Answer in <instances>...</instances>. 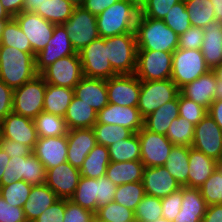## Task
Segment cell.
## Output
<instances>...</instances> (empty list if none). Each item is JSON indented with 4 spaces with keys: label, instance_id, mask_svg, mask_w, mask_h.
<instances>
[{
    "label": "cell",
    "instance_id": "obj_1",
    "mask_svg": "<svg viewBox=\"0 0 222 222\" xmlns=\"http://www.w3.org/2000/svg\"><path fill=\"white\" fill-rule=\"evenodd\" d=\"M135 35L137 51L173 53L178 49L179 36L160 19H151L139 14Z\"/></svg>",
    "mask_w": 222,
    "mask_h": 222
},
{
    "label": "cell",
    "instance_id": "obj_2",
    "mask_svg": "<svg viewBox=\"0 0 222 222\" xmlns=\"http://www.w3.org/2000/svg\"><path fill=\"white\" fill-rule=\"evenodd\" d=\"M35 55L16 48L0 46V80L12 89L35 78Z\"/></svg>",
    "mask_w": 222,
    "mask_h": 222
},
{
    "label": "cell",
    "instance_id": "obj_3",
    "mask_svg": "<svg viewBox=\"0 0 222 222\" xmlns=\"http://www.w3.org/2000/svg\"><path fill=\"white\" fill-rule=\"evenodd\" d=\"M140 10L127 0H119L96 16L99 36L113 37L135 33Z\"/></svg>",
    "mask_w": 222,
    "mask_h": 222
},
{
    "label": "cell",
    "instance_id": "obj_4",
    "mask_svg": "<svg viewBox=\"0 0 222 222\" xmlns=\"http://www.w3.org/2000/svg\"><path fill=\"white\" fill-rule=\"evenodd\" d=\"M107 58L118 74H135L137 42L135 33H126L105 38Z\"/></svg>",
    "mask_w": 222,
    "mask_h": 222
},
{
    "label": "cell",
    "instance_id": "obj_5",
    "mask_svg": "<svg viewBox=\"0 0 222 222\" xmlns=\"http://www.w3.org/2000/svg\"><path fill=\"white\" fill-rule=\"evenodd\" d=\"M172 61L170 79L179 89L210 70L201 50L178 48L173 52Z\"/></svg>",
    "mask_w": 222,
    "mask_h": 222
},
{
    "label": "cell",
    "instance_id": "obj_6",
    "mask_svg": "<svg viewBox=\"0 0 222 222\" xmlns=\"http://www.w3.org/2000/svg\"><path fill=\"white\" fill-rule=\"evenodd\" d=\"M46 82L38 74L21 87L13 89L12 112L34 119L43 111Z\"/></svg>",
    "mask_w": 222,
    "mask_h": 222
},
{
    "label": "cell",
    "instance_id": "obj_7",
    "mask_svg": "<svg viewBox=\"0 0 222 222\" xmlns=\"http://www.w3.org/2000/svg\"><path fill=\"white\" fill-rule=\"evenodd\" d=\"M178 94L179 88L171 79L141 81L137 108L141 116L145 118L163 104L174 100Z\"/></svg>",
    "mask_w": 222,
    "mask_h": 222
},
{
    "label": "cell",
    "instance_id": "obj_8",
    "mask_svg": "<svg viewBox=\"0 0 222 222\" xmlns=\"http://www.w3.org/2000/svg\"><path fill=\"white\" fill-rule=\"evenodd\" d=\"M76 52H80L99 38L96 15L84 7L74 8L71 17L63 23Z\"/></svg>",
    "mask_w": 222,
    "mask_h": 222
},
{
    "label": "cell",
    "instance_id": "obj_9",
    "mask_svg": "<svg viewBox=\"0 0 222 222\" xmlns=\"http://www.w3.org/2000/svg\"><path fill=\"white\" fill-rule=\"evenodd\" d=\"M172 55L173 53L163 51H137L135 76L140 81L170 79Z\"/></svg>",
    "mask_w": 222,
    "mask_h": 222
},
{
    "label": "cell",
    "instance_id": "obj_10",
    "mask_svg": "<svg viewBox=\"0 0 222 222\" xmlns=\"http://www.w3.org/2000/svg\"><path fill=\"white\" fill-rule=\"evenodd\" d=\"M78 53L83 76L107 80L118 75L107 58L105 38L99 37L95 39Z\"/></svg>",
    "mask_w": 222,
    "mask_h": 222
},
{
    "label": "cell",
    "instance_id": "obj_11",
    "mask_svg": "<svg viewBox=\"0 0 222 222\" xmlns=\"http://www.w3.org/2000/svg\"><path fill=\"white\" fill-rule=\"evenodd\" d=\"M40 75L46 84L74 89L83 77L79 53L58 59L45 68Z\"/></svg>",
    "mask_w": 222,
    "mask_h": 222
},
{
    "label": "cell",
    "instance_id": "obj_12",
    "mask_svg": "<svg viewBox=\"0 0 222 222\" xmlns=\"http://www.w3.org/2000/svg\"><path fill=\"white\" fill-rule=\"evenodd\" d=\"M15 20L27 36L34 55L42 51L53 35L55 24L45 20L35 12L23 10Z\"/></svg>",
    "mask_w": 222,
    "mask_h": 222
},
{
    "label": "cell",
    "instance_id": "obj_13",
    "mask_svg": "<svg viewBox=\"0 0 222 222\" xmlns=\"http://www.w3.org/2000/svg\"><path fill=\"white\" fill-rule=\"evenodd\" d=\"M140 141L141 162L145 167L164 166L174 146L162 134L151 132L142 127L138 132Z\"/></svg>",
    "mask_w": 222,
    "mask_h": 222
},
{
    "label": "cell",
    "instance_id": "obj_14",
    "mask_svg": "<svg viewBox=\"0 0 222 222\" xmlns=\"http://www.w3.org/2000/svg\"><path fill=\"white\" fill-rule=\"evenodd\" d=\"M219 162L222 158V130L208 113L196 126L192 146Z\"/></svg>",
    "mask_w": 222,
    "mask_h": 222
},
{
    "label": "cell",
    "instance_id": "obj_15",
    "mask_svg": "<svg viewBox=\"0 0 222 222\" xmlns=\"http://www.w3.org/2000/svg\"><path fill=\"white\" fill-rule=\"evenodd\" d=\"M108 102L120 106L137 107L141 81L135 74L116 75L106 80Z\"/></svg>",
    "mask_w": 222,
    "mask_h": 222
},
{
    "label": "cell",
    "instance_id": "obj_16",
    "mask_svg": "<svg viewBox=\"0 0 222 222\" xmlns=\"http://www.w3.org/2000/svg\"><path fill=\"white\" fill-rule=\"evenodd\" d=\"M77 53L63 24L55 25L47 46L35 55L36 70L40 74L49 65L63 57Z\"/></svg>",
    "mask_w": 222,
    "mask_h": 222
},
{
    "label": "cell",
    "instance_id": "obj_17",
    "mask_svg": "<svg viewBox=\"0 0 222 222\" xmlns=\"http://www.w3.org/2000/svg\"><path fill=\"white\" fill-rule=\"evenodd\" d=\"M0 138H7L34 149L38 140L34 119L10 112L0 122Z\"/></svg>",
    "mask_w": 222,
    "mask_h": 222
},
{
    "label": "cell",
    "instance_id": "obj_18",
    "mask_svg": "<svg viewBox=\"0 0 222 222\" xmlns=\"http://www.w3.org/2000/svg\"><path fill=\"white\" fill-rule=\"evenodd\" d=\"M81 173L78 168L64 162L46 170L45 184L50 187L60 199H70L79 183Z\"/></svg>",
    "mask_w": 222,
    "mask_h": 222
},
{
    "label": "cell",
    "instance_id": "obj_19",
    "mask_svg": "<svg viewBox=\"0 0 222 222\" xmlns=\"http://www.w3.org/2000/svg\"><path fill=\"white\" fill-rule=\"evenodd\" d=\"M144 118L137 107L109 103L97 113V123L121 125L133 133L143 127Z\"/></svg>",
    "mask_w": 222,
    "mask_h": 222
},
{
    "label": "cell",
    "instance_id": "obj_20",
    "mask_svg": "<svg viewBox=\"0 0 222 222\" xmlns=\"http://www.w3.org/2000/svg\"><path fill=\"white\" fill-rule=\"evenodd\" d=\"M67 135L38 137L33 154L42 162L45 170L67 162Z\"/></svg>",
    "mask_w": 222,
    "mask_h": 222
},
{
    "label": "cell",
    "instance_id": "obj_21",
    "mask_svg": "<svg viewBox=\"0 0 222 222\" xmlns=\"http://www.w3.org/2000/svg\"><path fill=\"white\" fill-rule=\"evenodd\" d=\"M145 193L157 198H165L181 188L177 180L165 166L145 167L142 177Z\"/></svg>",
    "mask_w": 222,
    "mask_h": 222
},
{
    "label": "cell",
    "instance_id": "obj_22",
    "mask_svg": "<svg viewBox=\"0 0 222 222\" xmlns=\"http://www.w3.org/2000/svg\"><path fill=\"white\" fill-rule=\"evenodd\" d=\"M67 142V162L78 169H80L86 156L97 144L93 128L68 130Z\"/></svg>",
    "mask_w": 222,
    "mask_h": 222
},
{
    "label": "cell",
    "instance_id": "obj_23",
    "mask_svg": "<svg viewBox=\"0 0 222 222\" xmlns=\"http://www.w3.org/2000/svg\"><path fill=\"white\" fill-rule=\"evenodd\" d=\"M74 96L93 107L97 113L109 104L105 79L83 76L74 87Z\"/></svg>",
    "mask_w": 222,
    "mask_h": 222
},
{
    "label": "cell",
    "instance_id": "obj_24",
    "mask_svg": "<svg viewBox=\"0 0 222 222\" xmlns=\"http://www.w3.org/2000/svg\"><path fill=\"white\" fill-rule=\"evenodd\" d=\"M217 85V76L213 70L201 75L193 82L187 83L179 89V92L203 107L209 109L214 101Z\"/></svg>",
    "mask_w": 222,
    "mask_h": 222
},
{
    "label": "cell",
    "instance_id": "obj_25",
    "mask_svg": "<svg viewBox=\"0 0 222 222\" xmlns=\"http://www.w3.org/2000/svg\"><path fill=\"white\" fill-rule=\"evenodd\" d=\"M218 167V162L199 150L189 147L188 187L200 188Z\"/></svg>",
    "mask_w": 222,
    "mask_h": 222
},
{
    "label": "cell",
    "instance_id": "obj_26",
    "mask_svg": "<svg viewBox=\"0 0 222 222\" xmlns=\"http://www.w3.org/2000/svg\"><path fill=\"white\" fill-rule=\"evenodd\" d=\"M206 65L213 70L222 63V22L214 21L204 28L201 47Z\"/></svg>",
    "mask_w": 222,
    "mask_h": 222
},
{
    "label": "cell",
    "instance_id": "obj_27",
    "mask_svg": "<svg viewBox=\"0 0 222 222\" xmlns=\"http://www.w3.org/2000/svg\"><path fill=\"white\" fill-rule=\"evenodd\" d=\"M58 199L54 191L46 184L32 186L30 195L22 207L26 221L33 222Z\"/></svg>",
    "mask_w": 222,
    "mask_h": 222
},
{
    "label": "cell",
    "instance_id": "obj_28",
    "mask_svg": "<svg viewBox=\"0 0 222 222\" xmlns=\"http://www.w3.org/2000/svg\"><path fill=\"white\" fill-rule=\"evenodd\" d=\"M179 116V94L178 96L151 114L143 120V127L151 132L166 135L169 126L175 118Z\"/></svg>",
    "mask_w": 222,
    "mask_h": 222
},
{
    "label": "cell",
    "instance_id": "obj_29",
    "mask_svg": "<svg viewBox=\"0 0 222 222\" xmlns=\"http://www.w3.org/2000/svg\"><path fill=\"white\" fill-rule=\"evenodd\" d=\"M64 119L68 130L93 128V125L97 122V112L93 107L74 96L67 108Z\"/></svg>",
    "mask_w": 222,
    "mask_h": 222
},
{
    "label": "cell",
    "instance_id": "obj_30",
    "mask_svg": "<svg viewBox=\"0 0 222 222\" xmlns=\"http://www.w3.org/2000/svg\"><path fill=\"white\" fill-rule=\"evenodd\" d=\"M145 166L141 160L127 162H112L107 167L106 176L116 186L142 181Z\"/></svg>",
    "mask_w": 222,
    "mask_h": 222
},
{
    "label": "cell",
    "instance_id": "obj_31",
    "mask_svg": "<svg viewBox=\"0 0 222 222\" xmlns=\"http://www.w3.org/2000/svg\"><path fill=\"white\" fill-rule=\"evenodd\" d=\"M74 97V89L47 84L43 111L64 117Z\"/></svg>",
    "mask_w": 222,
    "mask_h": 222
},
{
    "label": "cell",
    "instance_id": "obj_32",
    "mask_svg": "<svg viewBox=\"0 0 222 222\" xmlns=\"http://www.w3.org/2000/svg\"><path fill=\"white\" fill-rule=\"evenodd\" d=\"M181 187H188L189 147L174 145L164 164Z\"/></svg>",
    "mask_w": 222,
    "mask_h": 222
},
{
    "label": "cell",
    "instance_id": "obj_33",
    "mask_svg": "<svg viewBox=\"0 0 222 222\" xmlns=\"http://www.w3.org/2000/svg\"><path fill=\"white\" fill-rule=\"evenodd\" d=\"M109 164L108 147L96 144L86 156L79 171L82 177L98 179L106 175Z\"/></svg>",
    "mask_w": 222,
    "mask_h": 222
},
{
    "label": "cell",
    "instance_id": "obj_34",
    "mask_svg": "<svg viewBox=\"0 0 222 222\" xmlns=\"http://www.w3.org/2000/svg\"><path fill=\"white\" fill-rule=\"evenodd\" d=\"M109 158L112 162L141 160L140 141L137 133L129 138L118 140L108 146Z\"/></svg>",
    "mask_w": 222,
    "mask_h": 222
},
{
    "label": "cell",
    "instance_id": "obj_35",
    "mask_svg": "<svg viewBox=\"0 0 222 222\" xmlns=\"http://www.w3.org/2000/svg\"><path fill=\"white\" fill-rule=\"evenodd\" d=\"M74 6L67 0H48L35 13L55 25L66 22L72 15Z\"/></svg>",
    "mask_w": 222,
    "mask_h": 222
},
{
    "label": "cell",
    "instance_id": "obj_36",
    "mask_svg": "<svg viewBox=\"0 0 222 222\" xmlns=\"http://www.w3.org/2000/svg\"><path fill=\"white\" fill-rule=\"evenodd\" d=\"M38 137H56L67 135L65 119L56 114L40 112L34 118Z\"/></svg>",
    "mask_w": 222,
    "mask_h": 222
},
{
    "label": "cell",
    "instance_id": "obj_37",
    "mask_svg": "<svg viewBox=\"0 0 222 222\" xmlns=\"http://www.w3.org/2000/svg\"><path fill=\"white\" fill-rule=\"evenodd\" d=\"M97 179L80 177L77 188L70 198L77 205L95 213L97 206Z\"/></svg>",
    "mask_w": 222,
    "mask_h": 222
},
{
    "label": "cell",
    "instance_id": "obj_38",
    "mask_svg": "<svg viewBox=\"0 0 222 222\" xmlns=\"http://www.w3.org/2000/svg\"><path fill=\"white\" fill-rule=\"evenodd\" d=\"M191 25L205 28L215 21L213 5L210 0H184Z\"/></svg>",
    "mask_w": 222,
    "mask_h": 222
},
{
    "label": "cell",
    "instance_id": "obj_39",
    "mask_svg": "<svg viewBox=\"0 0 222 222\" xmlns=\"http://www.w3.org/2000/svg\"><path fill=\"white\" fill-rule=\"evenodd\" d=\"M0 46L13 47L22 52L33 53L27 36L22 32L14 17L8 20L4 27Z\"/></svg>",
    "mask_w": 222,
    "mask_h": 222
},
{
    "label": "cell",
    "instance_id": "obj_40",
    "mask_svg": "<svg viewBox=\"0 0 222 222\" xmlns=\"http://www.w3.org/2000/svg\"><path fill=\"white\" fill-rule=\"evenodd\" d=\"M195 125L187 119L178 116L172 120L166 137L173 145L191 147L194 140Z\"/></svg>",
    "mask_w": 222,
    "mask_h": 222
},
{
    "label": "cell",
    "instance_id": "obj_41",
    "mask_svg": "<svg viewBox=\"0 0 222 222\" xmlns=\"http://www.w3.org/2000/svg\"><path fill=\"white\" fill-rule=\"evenodd\" d=\"M145 195L142 181L131 182L117 186L113 201L135 211Z\"/></svg>",
    "mask_w": 222,
    "mask_h": 222
},
{
    "label": "cell",
    "instance_id": "obj_42",
    "mask_svg": "<svg viewBox=\"0 0 222 222\" xmlns=\"http://www.w3.org/2000/svg\"><path fill=\"white\" fill-rule=\"evenodd\" d=\"M97 144L110 146L118 140L129 138L133 132L121 125L95 123L93 125Z\"/></svg>",
    "mask_w": 222,
    "mask_h": 222
},
{
    "label": "cell",
    "instance_id": "obj_43",
    "mask_svg": "<svg viewBox=\"0 0 222 222\" xmlns=\"http://www.w3.org/2000/svg\"><path fill=\"white\" fill-rule=\"evenodd\" d=\"M129 220H136L134 211L114 201L100 206L95 212V222H127Z\"/></svg>",
    "mask_w": 222,
    "mask_h": 222
},
{
    "label": "cell",
    "instance_id": "obj_44",
    "mask_svg": "<svg viewBox=\"0 0 222 222\" xmlns=\"http://www.w3.org/2000/svg\"><path fill=\"white\" fill-rule=\"evenodd\" d=\"M31 189L32 186L24 180H17L11 184L0 186V195L10 205L22 208Z\"/></svg>",
    "mask_w": 222,
    "mask_h": 222
},
{
    "label": "cell",
    "instance_id": "obj_45",
    "mask_svg": "<svg viewBox=\"0 0 222 222\" xmlns=\"http://www.w3.org/2000/svg\"><path fill=\"white\" fill-rule=\"evenodd\" d=\"M165 24L171 28L178 36L185 33L192 25L190 16L187 13L184 0L171 7L169 13L163 19Z\"/></svg>",
    "mask_w": 222,
    "mask_h": 222
},
{
    "label": "cell",
    "instance_id": "obj_46",
    "mask_svg": "<svg viewBox=\"0 0 222 222\" xmlns=\"http://www.w3.org/2000/svg\"><path fill=\"white\" fill-rule=\"evenodd\" d=\"M199 189L208 206L222 204V168L219 165Z\"/></svg>",
    "mask_w": 222,
    "mask_h": 222
},
{
    "label": "cell",
    "instance_id": "obj_47",
    "mask_svg": "<svg viewBox=\"0 0 222 222\" xmlns=\"http://www.w3.org/2000/svg\"><path fill=\"white\" fill-rule=\"evenodd\" d=\"M137 222H153L162 218L161 199L145 195L134 211Z\"/></svg>",
    "mask_w": 222,
    "mask_h": 222
},
{
    "label": "cell",
    "instance_id": "obj_48",
    "mask_svg": "<svg viewBox=\"0 0 222 222\" xmlns=\"http://www.w3.org/2000/svg\"><path fill=\"white\" fill-rule=\"evenodd\" d=\"M181 203V213L205 214L208 207L199 188L182 187Z\"/></svg>",
    "mask_w": 222,
    "mask_h": 222
},
{
    "label": "cell",
    "instance_id": "obj_49",
    "mask_svg": "<svg viewBox=\"0 0 222 222\" xmlns=\"http://www.w3.org/2000/svg\"><path fill=\"white\" fill-rule=\"evenodd\" d=\"M27 169V156L11 157L3 172L0 186L8 185L17 180H24Z\"/></svg>",
    "mask_w": 222,
    "mask_h": 222
},
{
    "label": "cell",
    "instance_id": "obj_50",
    "mask_svg": "<svg viewBox=\"0 0 222 222\" xmlns=\"http://www.w3.org/2000/svg\"><path fill=\"white\" fill-rule=\"evenodd\" d=\"M208 114V109L179 92V116L195 126Z\"/></svg>",
    "mask_w": 222,
    "mask_h": 222
},
{
    "label": "cell",
    "instance_id": "obj_51",
    "mask_svg": "<svg viewBox=\"0 0 222 222\" xmlns=\"http://www.w3.org/2000/svg\"><path fill=\"white\" fill-rule=\"evenodd\" d=\"M181 0H148L140 10V15L151 19L163 20L171 7Z\"/></svg>",
    "mask_w": 222,
    "mask_h": 222
},
{
    "label": "cell",
    "instance_id": "obj_52",
    "mask_svg": "<svg viewBox=\"0 0 222 222\" xmlns=\"http://www.w3.org/2000/svg\"><path fill=\"white\" fill-rule=\"evenodd\" d=\"M46 170L42 162L32 153L27 156V169L25 182L31 186H40L45 184Z\"/></svg>",
    "mask_w": 222,
    "mask_h": 222
},
{
    "label": "cell",
    "instance_id": "obj_53",
    "mask_svg": "<svg viewBox=\"0 0 222 222\" xmlns=\"http://www.w3.org/2000/svg\"><path fill=\"white\" fill-rule=\"evenodd\" d=\"M63 222H95V213L66 199Z\"/></svg>",
    "mask_w": 222,
    "mask_h": 222
},
{
    "label": "cell",
    "instance_id": "obj_54",
    "mask_svg": "<svg viewBox=\"0 0 222 222\" xmlns=\"http://www.w3.org/2000/svg\"><path fill=\"white\" fill-rule=\"evenodd\" d=\"M204 39V28L191 26L179 36L178 48L201 50Z\"/></svg>",
    "mask_w": 222,
    "mask_h": 222
},
{
    "label": "cell",
    "instance_id": "obj_55",
    "mask_svg": "<svg viewBox=\"0 0 222 222\" xmlns=\"http://www.w3.org/2000/svg\"><path fill=\"white\" fill-rule=\"evenodd\" d=\"M182 202V187L172 194L161 199L162 218L173 221L175 216L180 212Z\"/></svg>",
    "mask_w": 222,
    "mask_h": 222
},
{
    "label": "cell",
    "instance_id": "obj_56",
    "mask_svg": "<svg viewBox=\"0 0 222 222\" xmlns=\"http://www.w3.org/2000/svg\"><path fill=\"white\" fill-rule=\"evenodd\" d=\"M117 186L106 175L97 179V206L107 205L114 200Z\"/></svg>",
    "mask_w": 222,
    "mask_h": 222
},
{
    "label": "cell",
    "instance_id": "obj_57",
    "mask_svg": "<svg viewBox=\"0 0 222 222\" xmlns=\"http://www.w3.org/2000/svg\"><path fill=\"white\" fill-rule=\"evenodd\" d=\"M66 209V199L56 200L33 222H63Z\"/></svg>",
    "mask_w": 222,
    "mask_h": 222
},
{
    "label": "cell",
    "instance_id": "obj_58",
    "mask_svg": "<svg viewBox=\"0 0 222 222\" xmlns=\"http://www.w3.org/2000/svg\"><path fill=\"white\" fill-rule=\"evenodd\" d=\"M0 222H27L21 207L7 203L0 195Z\"/></svg>",
    "mask_w": 222,
    "mask_h": 222
},
{
    "label": "cell",
    "instance_id": "obj_59",
    "mask_svg": "<svg viewBox=\"0 0 222 222\" xmlns=\"http://www.w3.org/2000/svg\"><path fill=\"white\" fill-rule=\"evenodd\" d=\"M0 147L9 155L10 158L16 156H30L33 153V149L29 146L7 138H0Z\"/></svg>",
    "mask_w": 222,
    "mask_h": 222
},
{
    "label": "cell",
    "instance_id": "obj_60",
    "mask_svg": "<svg viewBox=\"0 0 222 222\" xmlns=\"http://www.w3.org/2000/svg\"><path fill=\"white\" fill-rule=\"evenodd\" d=\"M13 89L0 80V122L12 112Z\"/></svg>",
    "mask_w": 222,
    "mask_h": 222
},
{
    "label": "cell",
    "instance_id": "obj_61",
    "mask_svg": "<svg viewBox=\"0 0 222 222\" xmlns=\"http://www.w3.org/2000/svg\"><path fill=\"white\" fill-rule=\"evenodd\" d=\"M118 1L119 0H86L83 7L97 16Z\"/></svg>",
    "mask_w": 222,
    "mask_h": 222
},
{
    "label": "cell",
    "instance_id": "obj_62",
    "mask_svg": "<svg viewBox=\"0 0 222 222\" xmlns=\"http://www.w3.org/2000/svg\"><path fill=\"white\" fill-rule=\"evenodd\" d=\"M2 6L11 17H15L24 10L25 0H0Z\"/></svg>",
    "mask_w": 222,
    "mask_h": 222
},
{
    "label": "cell",
    "instance_id": "obj_63",
    "mask_svg": "<svg viewBox=\"0 0 222 222\" xmlns=\"http://www.w3.org/2000/svg\"><path fill=\"white\" fill-rule=\"evenodd\" d=\"M202 222H222V204L209 205Z\"/></svg>",
    "mask_w": 222,
    "mask_h": 222
},
{
    "label": "cell",
    "instance_id": "obj_64",
    "mask_svg": "<svg viewBox=\"0 0 222 222\" xmlns=\"http://www.w3.org/2000/svg\"><path fill=\"white\" fill-rule=\"evenodd\" d=\"M208 113L222 130V100H215L211 103Z\"/></svg>",
    "mask_w": 222,
    "mask_h": 222
},
{
    "label": "cell",
    "instance_id": "obj_65",
    "mask_svg": "<svg viewBox=\"0 0 222 222\" xmlns=\"http://www.w3.org/2000/svg\"><path fill=\"white\" fill-rule=\"evenodd\" d=\"M205 214H189L180 212L175 216L172 222H202Z\"/></svg>",
    "mask_w": 222,
    "mask_h": 222
},
{
    "label": "cell",
    "instance_id": "obj_66",
    "mask_svg": "<svg viewBox=\"0 0 222 222\" xmlns=\"http://www.w3.org/2000/svg\"><path fill=\"white\" fill-rule=\"evenodd\" d=\"M46 2H48V0H25L24 10L35 12L39 6L44 5Z\"/></svg>",
    "mask_w": 222,
    "mask_h": 222
},
{
    "label": "cell",
    "instance_id": "obj_67",
    "mask_svg": "<svg viewBox=\"0 0 222 222\" xmlns=\"http://www.w3.org/2000/svg\"><path fill=\"white\" fill-rule=\"evenodd\" d=\"M213 5L215 21L222 22V0H210Z\"/></svg>",
    "mask_w": 222,
    "mask_h": 222
},
{
    "label": "cell",
    "instance_id": "obj_68",
    "mask_svg": "<svg viewBox=\"0 0 222 222\" xmlns=\"http://www.w3.org/2000/svg\"><path fill=\"white\" fill-rule=\"evenodd\" d=\"M9 159V155L0 147V181L2 179L3 172L8 164Z\"/></svg>",
    "mask_w": 222,
    "mask_h": 222
},
{
    "label": "cell",
    "instance_id": "obj_69",
    "mask_svg": "<svg viewBox=\"0 0 222 222\" xmlns=\"http://www.w3.org/2000/svg\"><path fill=\"white\" fill-rule=\"evenodd\" d=\"M215 100H222V85L221 81L217 80L215 95H214V101Z\"/></svg>",
    "mask_w": 222,
    "mask_h": 222
},
{
    "label": "cell",
    "instance_id": "obj_70",
    "mask_svg": "<svg viewBox=\"0 0 222 222\" xmlns=\"http://www.w3.org/2000/svg\"><path fill=\"white\" fill-rule=\"evenodd\" d=\"M127 1L133 4L138 10H141L148 0H127Z\"/></svg>",
    "mask_w": 222,
    "mask_h": 222
},
{
    "label": "cell",
    "instance_id": "obj_71",
    "mask_svg": "<svg viewBox=\"0 0 222 222\" xmlns=\"http://www.w3.org/2000/svg\"><path fill=\"white\" fill-rule=\"evenodd\" d=\"M12 17L7 13L0 1V20H10Z\"/></svg>",
    "mask_w": 222,
    "mask_h": 222
},
{
    "label": "cell",
    "instance_id": "obj_72",
    "mask_svg": "<svg viewBox=\"0 0 222 222\" xmlns=\"http://www.w3.org/2000/svg\"><path fill=\"white\" fill-rule=\"evenodd\" d=\"M213 71L215 72L216 76H217V80L221 81V85H222V63L219 64L218 66H216Z\"/></svg>",
    "mask_w": 222,
    "mask_h": 222
},
{
    "label": "cell",
    "instance_id": "obj_73",
    "mask_svg": "<svg viewBox=\"0 0 222 222\" xmlns=\"http://www.w3.org/2000/svg\"><path fill=\"white\" fill-rule=\"evenodd\" d=\"M67 1H69L76 8V7H83L86 0H67Z\"/></svg>",
    "mask_w": 222,
    "mask_h": 222
},
{
    "label": "cell",
    "instance_id": "obj_74",
    "mask_svg": "<svg viewBox=\"0 0 222 222\" xmlns=\"http://www.w3.org/2000/svg\"><path fill=\"white\" fill-rule=\"evenodd\" d=\"M8 20H0V40H1V37H2V32L4 30V27L6 25Z\"/></svg>",
    "mask_w": 222,
    "mask_h": 222
},
{
    "label": "cell",
    "instance_id": "obj_75",
    "mask_svg": "<svg viewBox=\"0 0 222 222\" xmlns=\"http://www.w3.org/2000/svg\"><path fill=\"white\" fill-rule=\"evenodd\" d=\"M153 222H171V221H168L166 218H160V219H157Z\"/></svg>",
    "mask_w": 222,
    "mask_h": 222
},
{
    "label": "cell",
    "instance_id": "obj_76",
    "mask_svg": "<svg viewBox=\"0 0 222 222\" xmlns=\"http://www.w3.org/2000/svg\"><path fill=\"white\" fill-rule=\"evenodd\" d=\"M218 165L222 168V158H221V160L218 162Z\"/></svg>",
    "mask_w": 222,
    "mask_h": 222
},
{
    "label": "cell",
    "instance_id": "obj_77",
    "mask_svg": "<svg viewBox=\"0 0 222 222\" xmlns=\"http://www.w3.org/2000/svg\"><path fill=\"white\" fill-rule=\"evenodd\" d=\"M127 222H137V220H129V221H127Z\"/></svg>",
    "mask_w": 222,
    "mask_h": 222
}]
</instances>
